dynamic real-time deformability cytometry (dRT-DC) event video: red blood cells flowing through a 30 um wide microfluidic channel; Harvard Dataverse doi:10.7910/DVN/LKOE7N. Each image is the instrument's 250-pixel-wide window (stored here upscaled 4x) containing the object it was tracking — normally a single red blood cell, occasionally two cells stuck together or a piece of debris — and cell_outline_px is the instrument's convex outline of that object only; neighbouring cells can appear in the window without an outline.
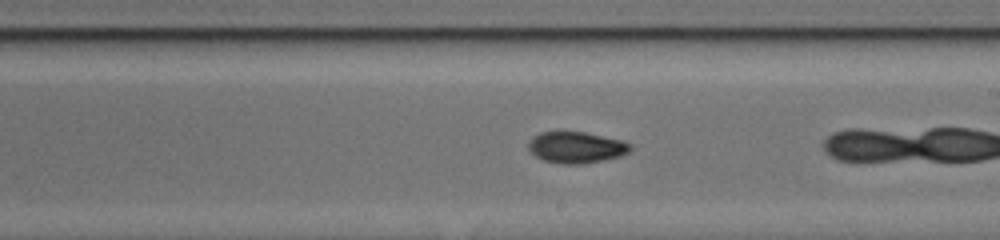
{"species": "common noctule bat (a hibernating species)", "species_latin": "Nyctalus noctula", "temperature_condition": "cold", "stored_images_in_passage": 16, "camera_frame_rate_fps": 3000, "um_per_image_px": 0.085, "animal": {"sex": "female", "body_mass_g": 17.0, "forearm_length_mm": 48.0}, "frame": {"image": 1, "passage_image": 12, "time_ms": 3.667, "image_size_px": [1000, 240], "cell_outline_px": [[632, 148], [628, 152], [620, 156], [604, 160], [580, 164], [560, 164], [544, 160], [536, 156], [528, 148], [528, 140], [532, 136], [540, 132], [584, 132], [624, 140], [632, 144]], "centroid_in_image_um": [48.99, 12.52], "position_along_channel_um": 240.0, "area_um2": 18.73}}